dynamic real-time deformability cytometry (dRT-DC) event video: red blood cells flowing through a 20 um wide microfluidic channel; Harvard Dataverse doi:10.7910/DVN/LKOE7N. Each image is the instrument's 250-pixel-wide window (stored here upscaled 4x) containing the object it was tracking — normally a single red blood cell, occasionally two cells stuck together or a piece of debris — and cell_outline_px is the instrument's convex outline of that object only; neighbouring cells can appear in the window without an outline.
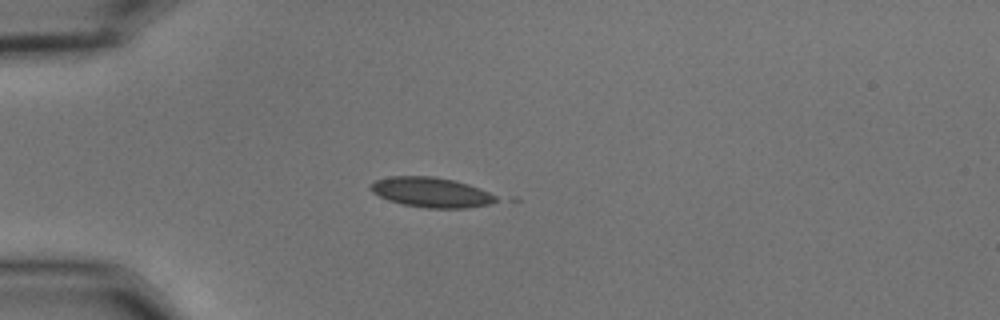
{"species": "common noctule bat (a hibernating species)", "species_latin": "Nyctalus noctula", "temperature_condition": "cold", "stored_images_in_passage": 4, "camera_frame_rate_fps": 3000, "um_per_image_px": 0.085, "animal": {"sex": "male", "body_mass_g": 15.6}, "frame": {"image": 1, "passage_image": 1, "time_ms": 0.0, "image_size_px": [1000, 320], "cell_outline_px": [[500, 200], [492, 204], [468, 208], [428, 208], [404, 204], [388, 200], [372, 192], [368, 188], [368, 184], [376, 180], [388, 176], [432, 176], [452, 180], [468, 184], [480, 188], [496, 196]], "centroid_in_image_um": [36.65, 16.35], "position_along_channel_um": 48.4, "area_um2": 22.02}}